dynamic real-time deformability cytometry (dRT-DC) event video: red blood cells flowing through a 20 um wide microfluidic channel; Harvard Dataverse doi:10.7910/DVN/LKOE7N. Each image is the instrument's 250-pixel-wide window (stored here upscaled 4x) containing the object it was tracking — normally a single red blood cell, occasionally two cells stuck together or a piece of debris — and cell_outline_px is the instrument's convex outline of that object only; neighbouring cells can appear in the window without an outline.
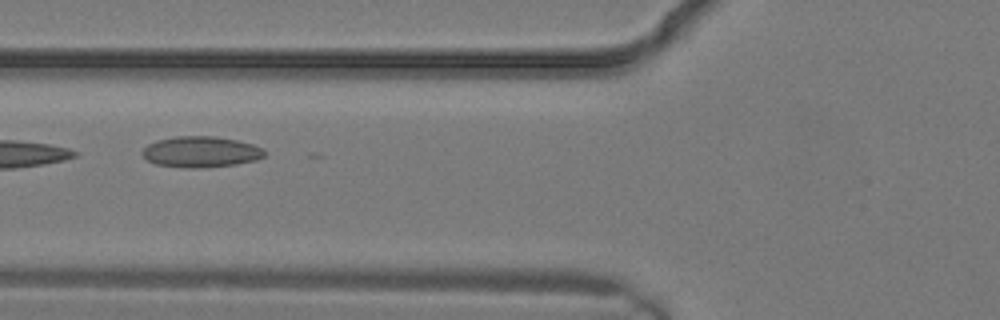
{"species": "common noctule bat (a hibernating species)", "species_latin": "Nyctalus noctula", "temperature_condition": "warm", "stored_images_in_passage": 4, "camera_frame_rate_fps": 3000, "um_per_image_px": 0.085, "animal": {"sex": "male", "body_mass_g": 19.2, "forearm_length_mm": 51.8}, "frame": {"image": 1, "passage_image": 4, "time_ms": 1.0, "image_size_px": [1000, 320], "cell_outline_px": [[264, 156], [256, 160], [236, 164], [196, 168], [184, 168], [156, 164], [148, 160], [140, 152], [148, 144], [156, 140], [176, 136], [212, 136], [236, 140], [252, 144], [264, 148]], "centroid_in_image_um": [17.05, 12.9], "position_along_channel_um": 108.7, "area_um2": 21.96}}